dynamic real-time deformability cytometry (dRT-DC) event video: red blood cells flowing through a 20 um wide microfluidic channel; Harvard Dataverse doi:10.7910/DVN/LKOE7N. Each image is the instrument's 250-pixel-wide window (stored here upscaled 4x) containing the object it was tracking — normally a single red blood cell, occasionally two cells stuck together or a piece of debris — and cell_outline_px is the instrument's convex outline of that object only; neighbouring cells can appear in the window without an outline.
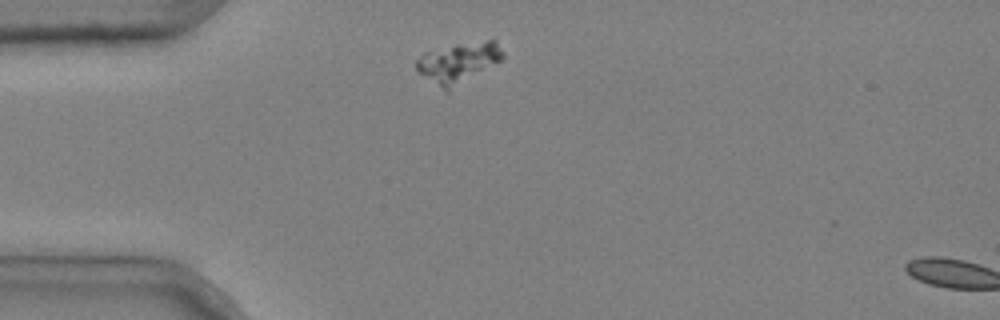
{"species": "common noctule bat (a hibernating species)", "species_latin": "Nyctalus noctula", "temperature_condition": "cold", "stored_images_in_passage": 2, "camera_frame_rate_fps": 3000, "um_per_image_px": 0.085, "animal": {"sex": "male", "body_mass_g": 20.4}, "frame": {"image": 1, "passage_image": 1, "time_ms": 0.0, "image_size_px": [1000, 320], "cell_outline_px": [[504, 56], [500, 60], [448, 92], [416, 72], [416, 60], [424, 52], [456, 44], [488, 40], [496, 40], [504, 52]], "centroid_in_image_um": [38.94, 5.31], "position_along_channel_um": 46.1, "area_um2": 20.17}}